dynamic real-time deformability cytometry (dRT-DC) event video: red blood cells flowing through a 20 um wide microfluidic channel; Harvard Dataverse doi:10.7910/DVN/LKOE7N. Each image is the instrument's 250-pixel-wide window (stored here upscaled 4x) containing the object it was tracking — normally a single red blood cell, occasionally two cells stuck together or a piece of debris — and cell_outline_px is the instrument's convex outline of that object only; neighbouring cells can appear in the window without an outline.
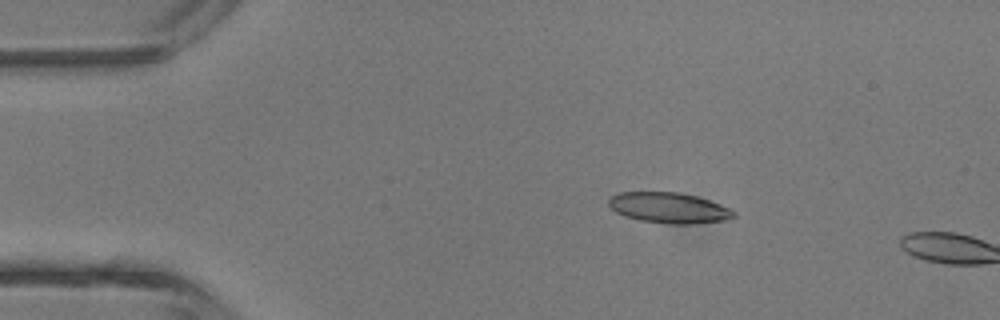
{"species": "common noctule bat (a hibernating species)", "species_latin": "Nyctalus noctula", "temperature_condition": "room temperature", "stored_images_in_passage": 2, "camera_frame_rate_fps": 3000, "um_per_image_px": 0.085, "animal": {"sex": "male", "body_mass_g": 13.3}, "frame": {"image": 1, "passage_image": 1, "time_ms": 0.0, "image_size_px": [1000, 320], "cell_outline_px": [[736, 216], [728, 220], [696, 224], [668, 224], [640, 220], [624, 216], [616, 212], [608, 204], [608, 200], [616, 192], [680, 192], [696, 196], [720, 204], [736, 212]], "centroid_in_image_um": [56.87, 17.67], "position_along_channel_um": 28.1, "area_um2": 22.48}}